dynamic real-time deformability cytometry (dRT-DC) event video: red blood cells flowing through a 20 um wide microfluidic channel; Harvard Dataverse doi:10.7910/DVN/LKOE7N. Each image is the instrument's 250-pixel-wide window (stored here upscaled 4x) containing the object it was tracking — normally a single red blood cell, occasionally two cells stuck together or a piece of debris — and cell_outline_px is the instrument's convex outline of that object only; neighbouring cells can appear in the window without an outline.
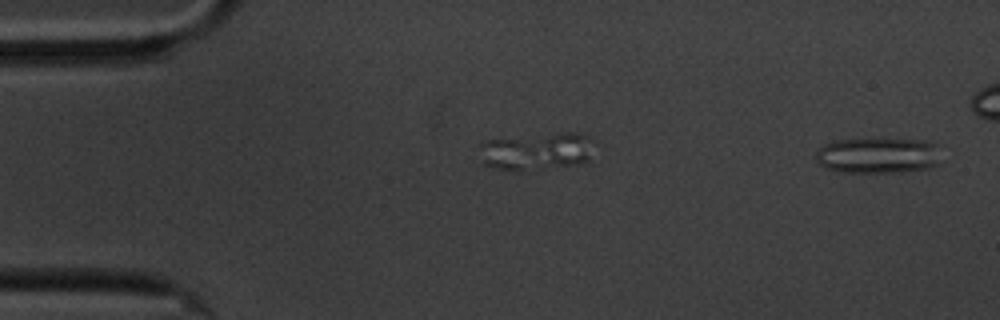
{"species": "common noctule bat (a hibernating species)", "species_latin": "Nyctalus noctula", "temperature_condition": "cold", "stored_images_in_passage": 2, "segment_of_instrument_passage": [2, 2], "camera_frame_rate_fps": 3000, "um_per_image_px": 0.085, "animal": {"sex": "male", "body_mass_g": 20.1, "forearm_length_mm": 53.5}, "frame": {"image": 1, "passage_image": 2, "time_ms": 1.333, "image_size_px": [1000, 320], "cell_outline_px": [[940, 164], [924, 168], [900, 172], [840, 172], [828, 168], [820, 164], [816, 160], [816, 152], [824, 144], [832, 140], [924, 140], [936, 144]], "centroid_in_image_um": [74.6, 13.22], "position_along_channel_um": 10.4, "area_um2": 25.66}}